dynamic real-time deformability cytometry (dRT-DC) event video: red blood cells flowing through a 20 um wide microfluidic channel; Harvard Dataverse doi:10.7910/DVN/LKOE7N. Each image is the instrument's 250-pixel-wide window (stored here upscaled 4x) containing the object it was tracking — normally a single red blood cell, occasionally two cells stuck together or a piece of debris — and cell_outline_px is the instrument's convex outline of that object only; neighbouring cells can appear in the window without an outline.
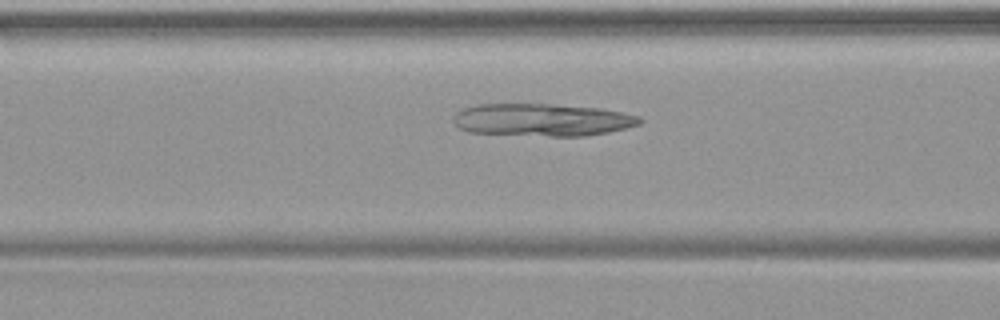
{"species": "common noctule bat (a hibernating species)", "species_latin": "Nyctalus noctula", "temperature_condition": "warm", "stored_images_in_passage": 18, "camera_frame_rate_fps": 3000, "um_per_image_px": 0.085, "animal": {"sex": "female", "body_mass_g": 19.9}, "frame": {"image": 1, "passage_image": 13, "time_ms": 4.0, "image_size_px": [1000, 320], "cell_outline_px": [[644, 120], [640, 124], [608, 132], [584, 136], [552, 136], [468, 132], [460, 128], [452, 120], [452, 116], [456, 112], [464, 108], [476, 104], [548, 104], [600, 108], [640, 116]], "centroid_in_image_um": [46.07, 10.18], "position_along_channel_um": 120.5, "area_um2": 35.26}}
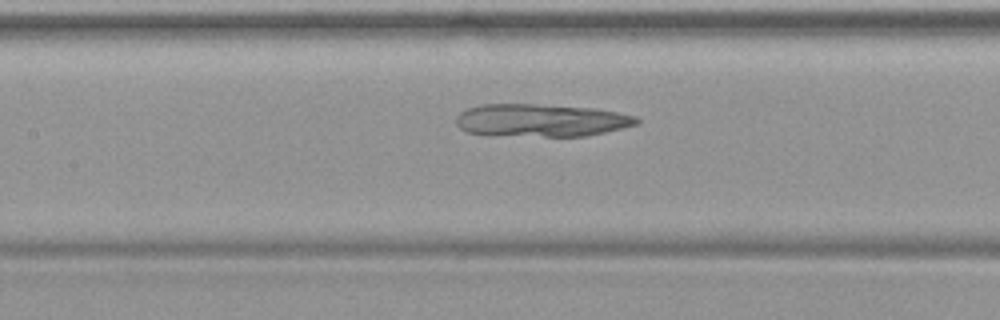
{"frame": {"image": 2, "passage_image": 16, "time_ms": 5.0, "image_size_px": [1000, 320], "cell_outline_px": [[640, 124], [604, 132], [584, 136], [484, 136], [464, 132], [456, 124], [456, 116], [460, 112], [468, 108], [480, 104], [532, 104], [596, 108], [636, 116], [640, 120]], "centroid_in_image_um": [45.93, 10.24], "position_along_channel_um": 161.5, "area_um2": 34.97}}